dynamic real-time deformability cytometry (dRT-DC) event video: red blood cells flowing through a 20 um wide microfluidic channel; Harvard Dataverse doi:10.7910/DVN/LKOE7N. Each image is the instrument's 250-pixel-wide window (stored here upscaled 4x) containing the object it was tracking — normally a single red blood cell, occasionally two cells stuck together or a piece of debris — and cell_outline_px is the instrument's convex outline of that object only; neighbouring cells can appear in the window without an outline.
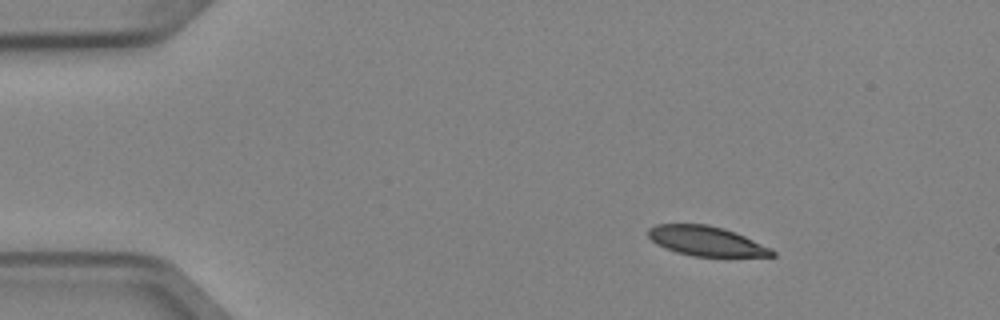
{"species": "Egyptian fruit bat (a non-hibernating species)", "species_latin": "Rousettus aegyptiacus", "temperature_condition": "cold", "stored_images_in_passage": 3, "camera_frame_rate_fps": 3000, "um_per_image_px": 0.085, "animal": {"sex": "female"}, "frame": {"image": 1, "passage_image": 1, "time_ms": 0.0, "image_size_px": [1000, 320], "cell_outline_px": [[776, 256], [692, 256], [676, 252], [656, 244], [648, 236], [648, 228], [656, 224], [708, 224], [724, 228], [736, 232], [772, 248], [776, 252]], "centroid_in_image_um": [60.05, 20.48], "position_along_channel_um": 25.0, "area_um2": 21.5}}